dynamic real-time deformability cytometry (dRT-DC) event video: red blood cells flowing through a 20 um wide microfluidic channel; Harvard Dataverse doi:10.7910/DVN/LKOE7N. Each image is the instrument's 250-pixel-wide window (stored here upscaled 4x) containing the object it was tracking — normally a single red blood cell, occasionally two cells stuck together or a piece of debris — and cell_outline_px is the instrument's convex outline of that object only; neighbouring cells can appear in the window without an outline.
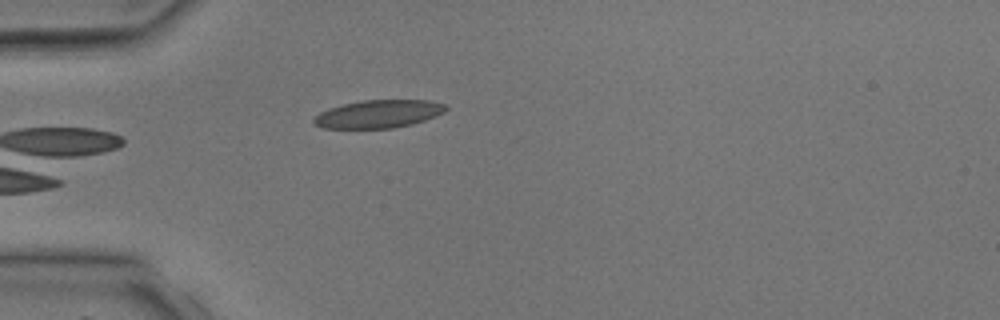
{"species": "common noctule bat (a hibernating species)", "species_latin": "Nyctalus noctula", "temperature_condition": "room temperature", "stored_images_in_passage": 4, "camera_frame_rate_fps": 3000, "um_per_image_px": 0.085, "animal": {"sex": "male", "body_mass_g": 17.9, "forearm_length_mm": 54.2}, "frame": {"image": 1, "passage_image": 4, "time_ms": 3.333, "image_size_px": [1000, 320], "cell_outline_px": [[448, 108], [444, 112], [436, 116], [412, 124], [392, 128], [324, 128], [312, 124], [312, 120], [320, 112], [328, 108], [344, 104], [364, 100], [428, 100], [444, 104]], "centroid_in_image_um": [32.16, 9.69], "position_along_channel_um": 52.8, "area_um2": 21.44}}